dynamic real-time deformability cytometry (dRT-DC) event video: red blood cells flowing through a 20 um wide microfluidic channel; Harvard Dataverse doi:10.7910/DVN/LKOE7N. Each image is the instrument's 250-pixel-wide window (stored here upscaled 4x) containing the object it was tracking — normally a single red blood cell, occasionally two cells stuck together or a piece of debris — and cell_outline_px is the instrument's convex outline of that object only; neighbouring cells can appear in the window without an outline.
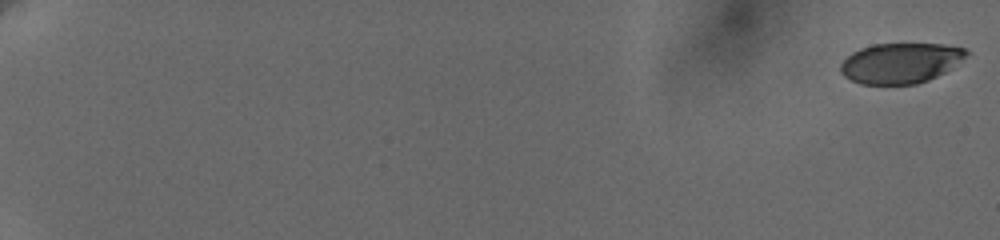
{"species": "human", "species_latin": "Homo sapiens", "temperature_condition": "cold", "stored_images_in_passage": 60, "camera_frame_rate_fps": 3000, "um_per_image_px": 0.085, "donor": {"sex": "female"}, "frame": {"image": 1, "passage_image": 1, "time_ms": 0.0, "image_size_px": [1000, 240], "cell_outline_px": [[968, 52], [964, 56], [944, 72], [928, 80], [916, 84], [860, 84], [844, 76], [840, 72], [840, 64], [852, 52], [860, 48], [872, 44], [944, 44], [964, 48]], "centroid_in_image_um": [76.48, 5.36], "position_along_channel_um": 8.5, "area_um2": 29.19}}
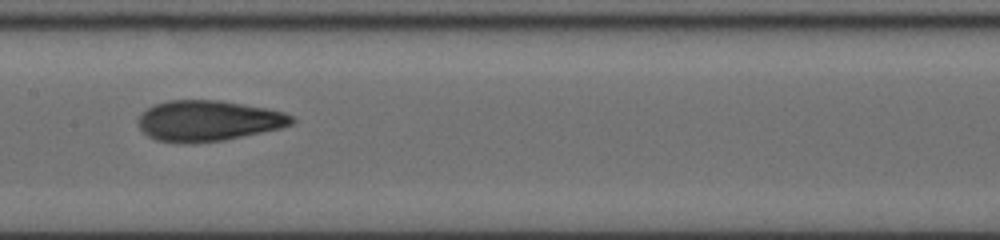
{"frame": {"image": 2, "passage_image": 35, "time_ms": 11.333, "image_size_px": [1000, 240], "cell_outline_px": [[296, 120], [292, 124], [280, 128], [224, 140], [192, 144], [180, 144], [156, 140], [148, 136], [140, 128], [140, 112], [156, 104], [168, 100], [220, 100], [268, 108], [284, 112], [296, 116]], "centroid_in_image_um": [17.73, 10.27], "position_along_channel_um": 189.7, "area_um2": 36.65}}
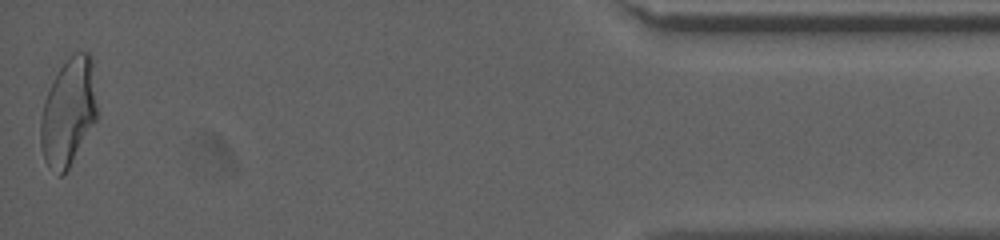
{"frame": {"image": 3, "passage_image": 60, "time_ms": 19.667, "image_size_px": [1000, 240], "cell_outline_px": [[96, 120], [68, 168], [60, 176], [44, 160], [40, 144], [40, 120], [44, 100], [52, 80], [68, 56], [76, 52], [88, 52], [92, 56], [96, 108]], "centroid_in_image_um": [5.79, 9.48], "position_along_channel_um": 429.4, "area_um2": 35.08}, "authors_computed_cell_mechanics": {"area_um2": 34.7089, "velocity_mm_per_s": 3.6597, "shape_relaxation_time_tau1_ms": 6.3524, "shape_relaxation_time_tau2_ms": 1.3218, "deformation_change_tau1": 0.2082, "deformation_change_tau2": 0.0739}}